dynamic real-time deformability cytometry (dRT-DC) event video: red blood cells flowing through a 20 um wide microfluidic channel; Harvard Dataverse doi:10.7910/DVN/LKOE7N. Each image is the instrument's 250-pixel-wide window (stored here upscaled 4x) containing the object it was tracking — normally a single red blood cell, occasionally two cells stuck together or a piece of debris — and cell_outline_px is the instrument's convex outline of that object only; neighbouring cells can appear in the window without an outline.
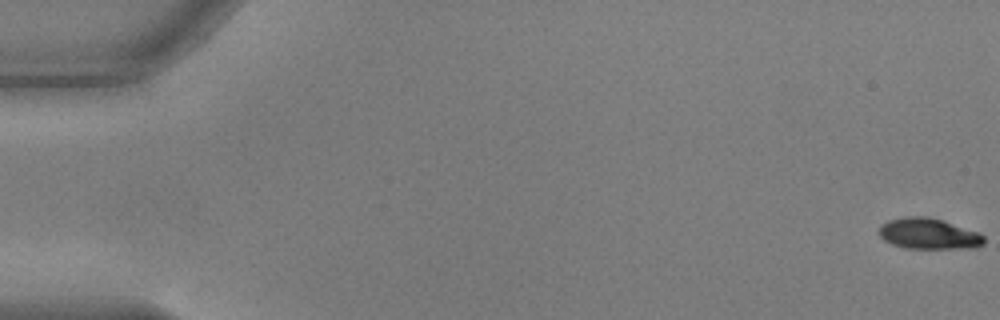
{"species": "common noctule bat (a hibernating species)", "species_latin": "Nyctalus noctula", "temperature_condition": "warm", "stored_images_in_passage": 18, "camera_frame_rate_fps": 3000, "um_per_image_px": 0.085, "animal": {"sex": "male", "body_mass_g": 17.9, "forearm_length_mm": 54.2}, "frame": {"image": 1, "passage_image": 1, "time_ms": 0.0, "image_size_px": [1000, 320], "cell_outline_px": [[984, 244], [976, 248], [904, 248], [892, 244], [884, 240], [880, 236], [880, 228], [888, 220], [908, 216], [924, 216], [940, 220], [980, 232], [984, 236]], "centroid_in_image_um": [78.97, 19.88], "position_along_channel_um": 6.0, "area_um2": 18.73}}
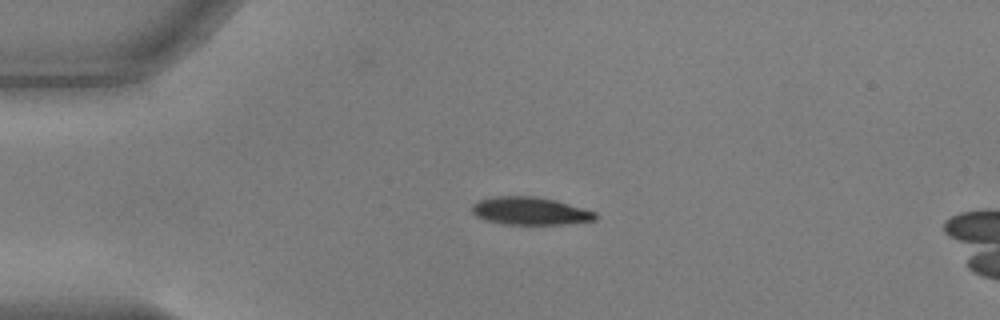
{"frame": {"image": 2, "passage_image": 14, "time_ms": 4.333, "image_size_px": [1000, 320], "cell_outline_px": [[596, 220], [564, 224], [504, 224], [484, 220], [476, 216], [472, 212], [472, 204], [480, 200], [492, 196], [532, 196], [552, 200], [596, 212]], "centroid_in_image_um": [45.0, 17.94], "position_along_channel_um": 40.0, "area_um2": 19.71}}